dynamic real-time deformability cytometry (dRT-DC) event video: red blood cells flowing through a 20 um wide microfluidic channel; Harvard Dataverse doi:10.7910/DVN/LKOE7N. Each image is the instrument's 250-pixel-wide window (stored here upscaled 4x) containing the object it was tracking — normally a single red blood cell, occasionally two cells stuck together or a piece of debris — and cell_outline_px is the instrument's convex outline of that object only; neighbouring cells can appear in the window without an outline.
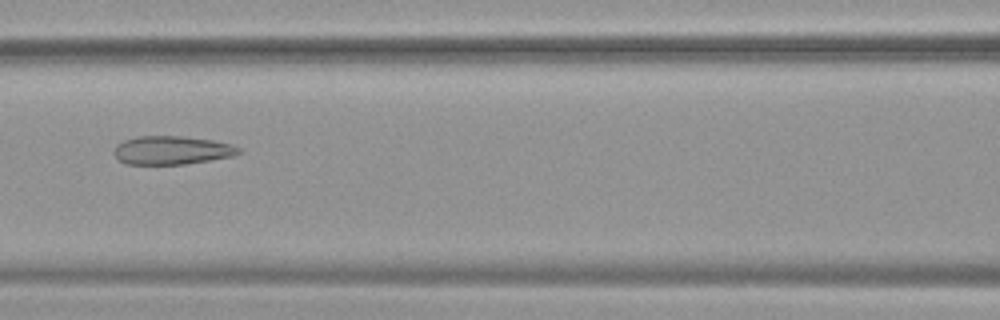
{"species": "common noctule bat (a hibernating species)", "species_latin": "Nyctalus noctula", "temperature_condition": "warm", "stored_images_in_passage": 50, "camera_frame_rate_fps": 3000, "um_per_image_px": 0.085, "animal": {"sex": "female", "body_mass_g": 19.9}, "frame": {"image": 1, "passage_image": 24, "time_ms": 7.667, "image_size_px": [1000, 320], "cell_outline_px": [[240, 152], [232, 156], [184, 164], [124, 164], [112, 152], [116, 144], [124, 140], [140, 136], [180, 136], [212, 140], [232, 144], [240, 148]], "centroid_in_image_um": [14.57, 12.77], "position_along_channel_um": 152.0, "area_um2": 20.58}}
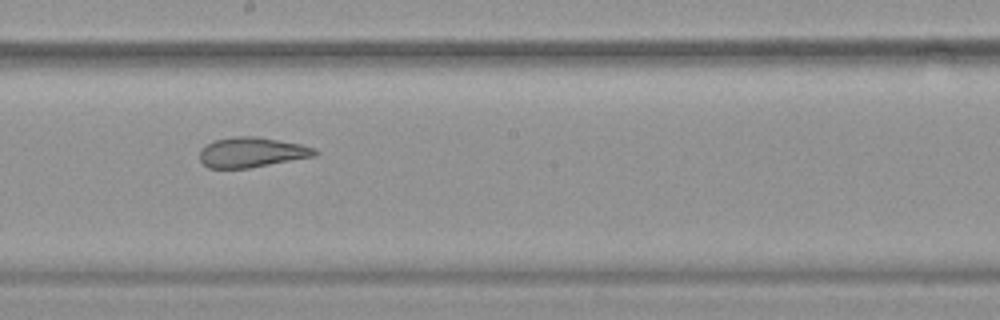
{"frame": {"image": 2, "passage_image": 30, "time_ms": 9.667, "image_size_px": [1000, 320], "cell_outline_px": [[320, 152], [316, 156], [248, 168], [208, 168], [200, 160], [200, 148], [204, 144], [212, 140], [232, 136], [256, 136], [300, 144], [316, 148]], "centroid_in_image_um": [21.38, 12.93], "position_along_channel_um": 226.8, "area_um2": 20.4}}
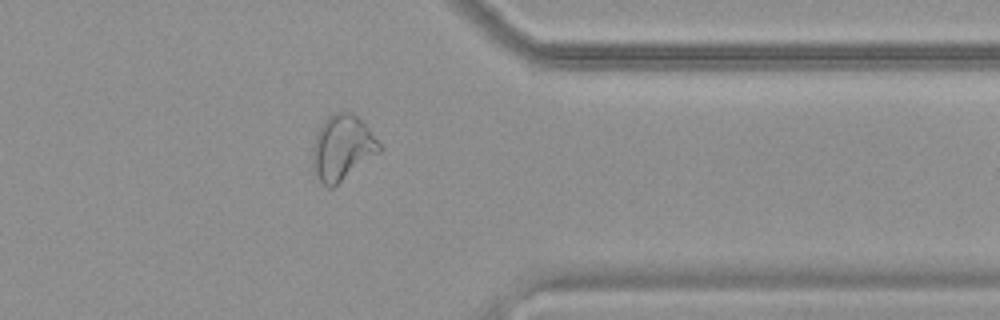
{"frame": {"image": 3, "passage_image": 43, "time_ms": 14.0, "image_size_px": [1000, 320], "cell_outline_px": [[380, 152], [332, 188], [328, 188], [320, 180], [312, 164], [312, 148], [316, 132], [324, 120], [328, 116], [336, 112], [352, 112], [368, 128], [380, 144]], "centroid_in_image_um": [29.07, 12.55], "position_along_channel_um": 382.3, "area_um2": 25.03}}